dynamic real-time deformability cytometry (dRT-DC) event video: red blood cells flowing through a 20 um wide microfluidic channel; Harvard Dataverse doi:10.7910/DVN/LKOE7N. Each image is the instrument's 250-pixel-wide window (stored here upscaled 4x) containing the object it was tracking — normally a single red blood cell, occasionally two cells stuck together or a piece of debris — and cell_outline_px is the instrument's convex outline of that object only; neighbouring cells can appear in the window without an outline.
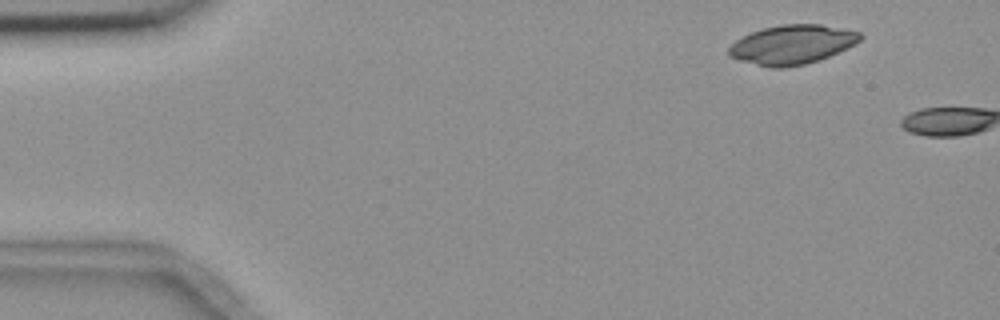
{"species": "common noctule bat (a hibernating species)", "species_latin": "Nyctalus noctula", "temperature_condition": "room temperature", "stored_images_in_passage": 2, "camera_frame_rate_fps": 3000, "um_per_image_px": 0.085, "animal": {"sex": "female", "body_mass_g": 18.4}, "frame": {"image": 1, "passage_image": 1, "time_ms": 0.0, "image_size_px": [1000, 320], "cell_outline_px": [[864, 36], [856, 44], [828, 56], [804, 64], [784, 68], [768, 68], [740, 60], [728, 56], [728, 48], [736, 40], [752, 32], [764, 28], [780, 24], [820, 24], [860, 32]], "centroid_in_image_um": [67.32, 3.79], "position_along_channel_um": 17.7, "area_um2": 29.88}}